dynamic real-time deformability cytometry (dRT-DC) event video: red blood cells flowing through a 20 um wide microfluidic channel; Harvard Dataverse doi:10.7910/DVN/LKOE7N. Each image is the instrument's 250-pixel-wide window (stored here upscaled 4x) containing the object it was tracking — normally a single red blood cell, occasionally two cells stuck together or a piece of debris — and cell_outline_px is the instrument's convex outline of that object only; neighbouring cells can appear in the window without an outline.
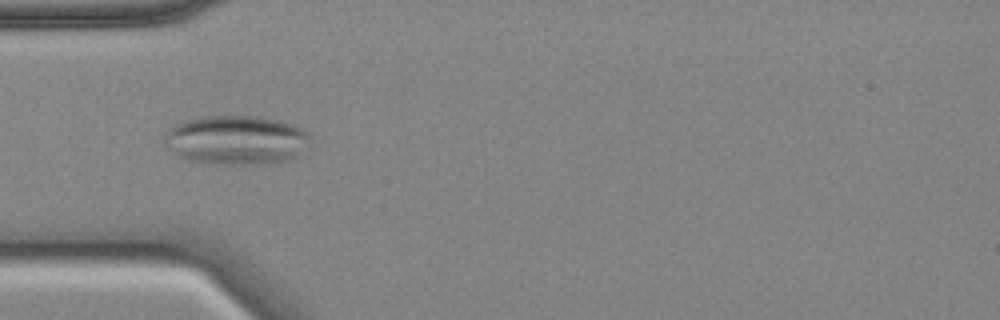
{"species": "common noctule bat (a hibernating species)", "species_latin": "Nyctalus noctula", "temperature_condition": "cold", "stored_images_in_passage": 57, "camera_frame_rate_fps": 3000, "um_per_image_px": 0.085, "animal": {"sex": "female", "body_mass_g": 18.4}, "frame": {"image": 1, "passage_image": 17, "time_ms": 5.333, "image_size_px": [1000, 320], "cell_outline_px": [[308, 136], [300, 152], [296, 156], [288, 160], [276, 164], [208, 164], [188, 160], [164, 148], [160, 144], [160, 140], [164, 132], [168, 128], [184, 120], [204, 116], [260, 116], [296, 124], [304, 128], [308, 132]], "centroid_in_image_um": [19.97, 11.9], "position_along_channel_um": 65.0, "area_um2": 42.6}}
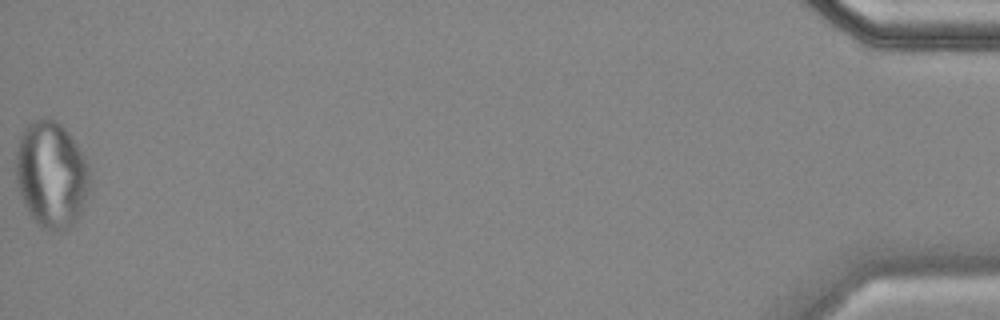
{"frame": {"image": 2, "passage_image": 57, "time_ms": 18.667, "image_size_px": [1000, 320], "cell_outline_px": [[92, 192], [80, 216], [64, 232], [52, 232], [40, 228], [28, 212], [24, 204], [16, 180], [16, 148], [20, 136], [24, 128], [28, 124], [44, 116], [48, 116], [56, 120], [68, 132], [84, 156], [88, 164], [92, 188]], "centroid_in_image_um": [4.4, 14.88], "position_along_channel_um": 430.8, "area_um2": 46.93}}